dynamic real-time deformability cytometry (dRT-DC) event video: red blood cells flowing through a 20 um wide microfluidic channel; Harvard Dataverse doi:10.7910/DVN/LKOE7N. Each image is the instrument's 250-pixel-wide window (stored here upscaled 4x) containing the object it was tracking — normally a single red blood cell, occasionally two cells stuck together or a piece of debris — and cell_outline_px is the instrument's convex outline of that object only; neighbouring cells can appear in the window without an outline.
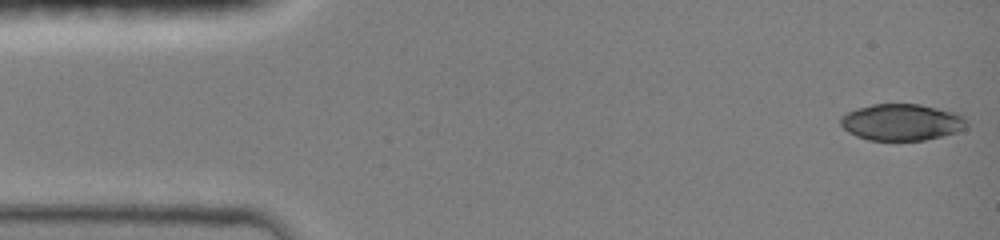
{"species": "common noctule bat (a hibernating species)", "species_latin": "Nyctalus noctula", "temperature_condition": "room temperature", "stored_images_in_passage": 46, "camera_frame_rate_fps": 3000, "um_per_image_px": 0.085, "animal": {"sex": "female", "body_mass_g": 19.0, "forearm_length_mm": 51.5}, "frame": {"image": 1, "passage_image": 1, "time_ms": 0.0, "image_size_px": [1000, 240], "cell_outline_px": [[968, 128], [956, 132], [924, 140], [868, 140], [856, 136], [848, 132], [840, 124], [840, 116], [856, 108], [872, 104], [920, 104], [956, 112], [964, 116], [968, 120]], "centroid_in_image_um": [76.66, 10.38], "position_along_channel_um": 8.3, "area_um2": 27.11}}
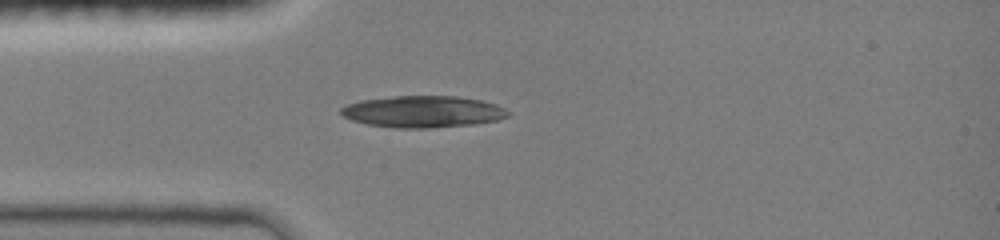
{"frame": {"image": 2, "passage_image": 12, "time_ms": 3.667, "image_size_px": [1000, 240], "cell_outline_px": [[512, 112], [508, 116], [496, 120], [476, 124], [424, 128], [396, 128], [368, 124], [352, 120], [344, 116], [340, 112], [340, 108], [348, 104], [360, 100], [396, 96], [456, 96], [480, 100], [496, 104]], "centroid_in_image_um": [35.97, 9.49], "position_along_channel_um": 49.0, "area_um2": 30.75}}
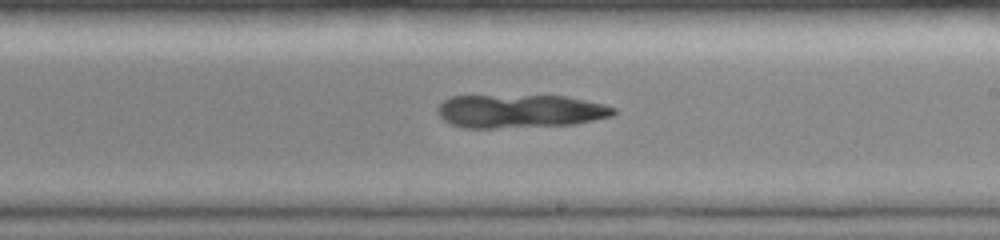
{"frame": {"image": 3, "passage_image": 27, "time_ms": 8.667, "image_size_px": [1000, 240], "cell_outline_px": [[616, 112], [612, 116], [576, 124], [496, 128], [464, 128], [452, 124], [444, 120], [436, 112], [436, 108], [444, 100], [452, 96], [568, 96], [604, 104], [616, 108]], "centroid_in_image_um": [44.2, 9.45], "position_along_channel_um": 244.8, "area_um2": 34.28}}